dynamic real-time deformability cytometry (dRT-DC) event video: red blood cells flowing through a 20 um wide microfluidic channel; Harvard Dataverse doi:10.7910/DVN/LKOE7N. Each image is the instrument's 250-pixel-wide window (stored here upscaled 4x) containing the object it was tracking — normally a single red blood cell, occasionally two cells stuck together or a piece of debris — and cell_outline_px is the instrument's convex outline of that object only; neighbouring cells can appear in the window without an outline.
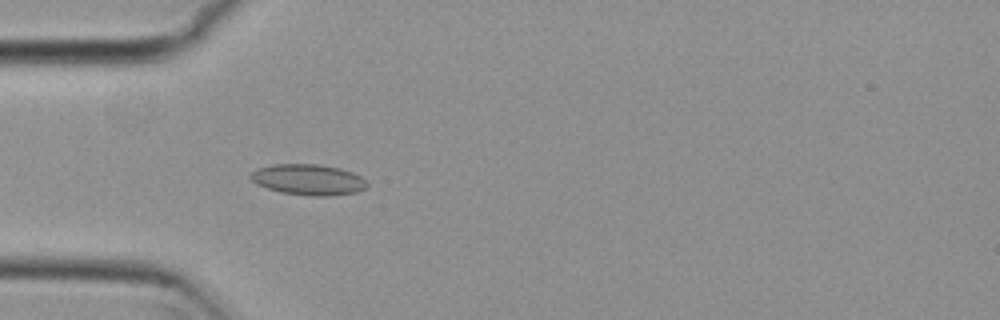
{"species": "common noctule bat (a hibernating species)", "species_latin": "Nyctalus noctula", "temperature_condition": "cold", "stored_images_in_passage": 55, "camera_frame_rate_fps": 3000, "um_per_image_px": 0.085, "animal": {"sex": "female", "body_mass_g": 29.2, "forearm_length_mm": 56.3}, "frame": {"image": 1, "passage_image": 17, "time_ms": 5.333, "image_size_px": [1000, 320], "cell_outline_px": [[368, 184], [364, 188], [356, 192], [328, 196], [312, 196], [280, 192], [256, 184], [248, 176], [256, 168], [272, 164], [316, 164], [340, 168], [352, 172], [368, 180]], "centroid_in_image_um": [26.19, 15.26], "position_along_channel_um": 58.8, "area_um2": 20.98}}
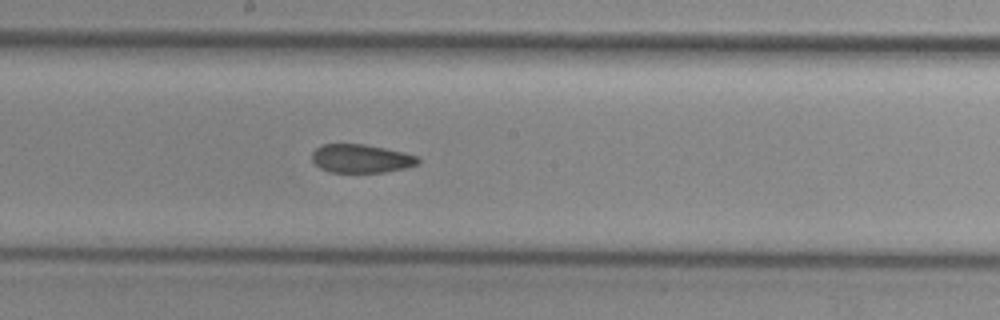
{"frame": {"image": 2, "passage_image": 30, "time_ms": 9.667, "image_size_px": [1000, 320], "cell_outline_px": [[420, 164], [404, 168], [384, 172], [328, 172], [320, 168], [312, 160], [312, 152], [316, 148], [324, 144], [364, 144], [404, 152], [420, 156]], "centroid_in_image_um": [30.72, 13.48], "position_along_channel_um": 217.5, "area_um2": 17.69}}
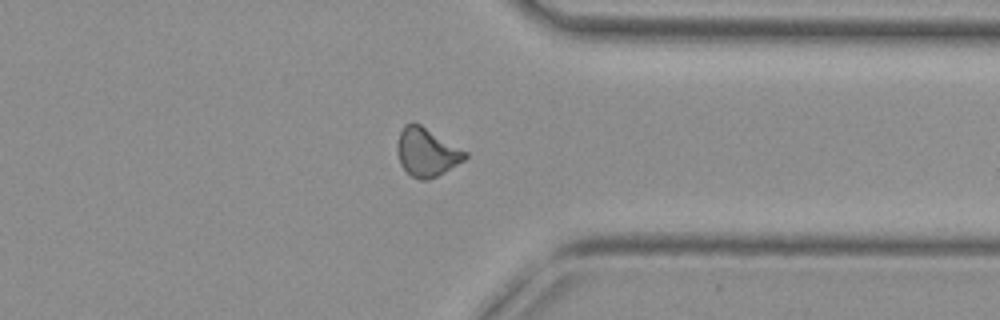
{"frame": {"image": 3, "passage_image": 43, "time_ms": 14.0, "image_size_px": [1000, 320], "cell_outline_px": [[468, 156], [464, 160], [444, 172], [428, 180], [420, 180], [412, 176], [400, 164], [396, 152], [396, 144], [400, 132], [404, 124], [420, 124], [468, 152]], "centroid_in_image_um": [36.25, 12.94], "position_along_channel_um": 375.1, "area_um2": 19.02}, "authors_computed_cell_mechanics": {"area_um2": 19.0162, "velocity_mm_per_s": 3.7376, "shape_relaxation_time_tau1_ms": null, "shape_relaxation_time_tau2_ms": 3.765, "deformation_change_tau1": null, "deformation_change_tau2": 0.0895}}